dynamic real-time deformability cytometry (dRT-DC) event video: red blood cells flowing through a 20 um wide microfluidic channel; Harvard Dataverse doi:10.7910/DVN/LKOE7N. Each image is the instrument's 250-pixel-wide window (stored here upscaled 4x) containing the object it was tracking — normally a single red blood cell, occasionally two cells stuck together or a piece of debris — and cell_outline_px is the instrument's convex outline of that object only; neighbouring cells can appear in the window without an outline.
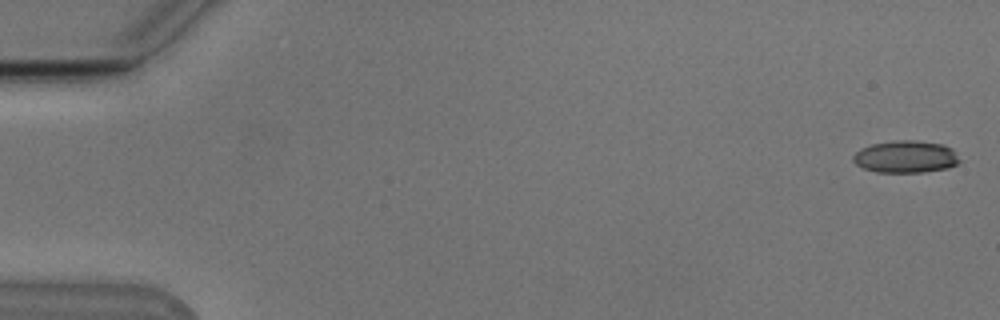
{"species": "Egyptian fruit bat (a non-hibernating species)", "species_latin": "Rousettus aegyptiacus", "temperature_condition": "cold", "stored_images_in_passage": 12, "camera_frame_rate_fps": 3000, "um_per_image_px": 0.085, "animal": {"sex": "male"}, "frame": {"image": 1, "passage_image": 2, "time_ms": 0.333, "image_size_px": [1000, 320], "cell_outline_px": [[960, 160], [956, 164], [948, 168], [924, 172], [876, 172], [864, 168], [856, 164], [852, 160], [852, 156], [860, 148], [872, 144], [892, 140], [916, 140], [944, 144], [952, 148]], "centroid_in_image_um": [76.97, 13.31], "position_along_channel_um": 8.0, "area_um2": 20.11}}